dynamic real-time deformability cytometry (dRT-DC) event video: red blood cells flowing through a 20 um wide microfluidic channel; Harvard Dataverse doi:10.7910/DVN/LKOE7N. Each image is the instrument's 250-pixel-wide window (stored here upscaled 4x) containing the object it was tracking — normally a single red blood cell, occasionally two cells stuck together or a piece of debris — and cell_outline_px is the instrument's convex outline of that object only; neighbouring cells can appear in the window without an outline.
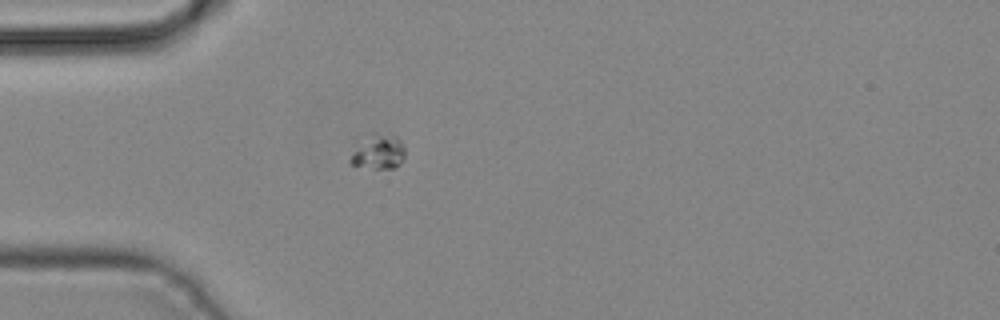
{"species": "common noctule bat (a hibernating species)", "species_latin": "Nyctalus noctula", "temperature_condition": "cold", "stored_images_in_passage": 1, "camera_frame_rate_fps": 3000, "um_per_image_px": 0.085, "animal": {"sex": "male", "body_mass_g": 19.2, "forearm_length_mm": 51.8}, "frame": {"image": 1, "passage_image": 1, "time_ms": 0.0, "image_size_px": [1000, 320], "cell_outline_px": [[404, 156], [400, 164], [396, 168], [376, 168], [352, 164], [348, 160], [376, 132], [396, 136], [400, 140], [404, 148]], "centroid_in_image_um": [32.29, 12.95], "position_along_channel_um": 52.7, "area_um2": 10.12}}